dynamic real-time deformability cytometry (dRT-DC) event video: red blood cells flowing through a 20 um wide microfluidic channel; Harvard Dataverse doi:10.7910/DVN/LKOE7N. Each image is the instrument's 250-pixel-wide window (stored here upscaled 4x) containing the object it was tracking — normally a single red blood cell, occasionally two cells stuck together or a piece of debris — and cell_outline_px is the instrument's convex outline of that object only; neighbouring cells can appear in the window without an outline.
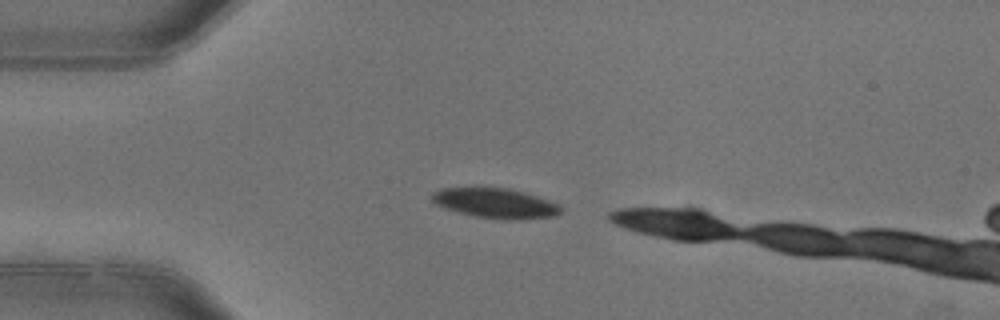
{"species": "common noctule bat (a hibernating species)", "species_latin": "Nyctalus noctula", "temperature_condition": "warm", "stored_images_in_passage": 2, "camera_frame_rate_fps": 3000, "um_per_image_px": 0.085, "animal": {"sex": "female"}, "frame": {"image": 1, "passage_image": 1, "time_ms": 0.0, "image_size_px": [1000, 320], "cell_outline_px": [[564, 212], [556, 216], [516, 220], [508, 220], [476, 216], [444, 208], [436, 204], [432, 200], [432, 192], [440, 188], [508, 188], [524, 192], [560, 204], [564, 208]], "centroid_in_image_um": [42.17, 17.28], "position_along_channel_um": 42.8, "area_um2": 22.48}}